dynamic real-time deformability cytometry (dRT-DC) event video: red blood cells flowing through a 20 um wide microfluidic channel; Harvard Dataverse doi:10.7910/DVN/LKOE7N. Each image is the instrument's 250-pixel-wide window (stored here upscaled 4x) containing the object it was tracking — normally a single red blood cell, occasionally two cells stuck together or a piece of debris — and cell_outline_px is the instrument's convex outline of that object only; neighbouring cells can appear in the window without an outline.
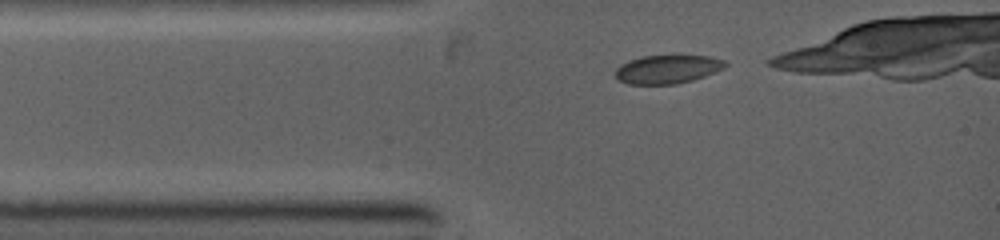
{"species": "common noctule bat (a hibernating species)", "species_latin": "Nyctalus noctula", "temperature_condition": "warm", "stored_images_in_passage": 6, "camera_frame_rate_fps": 5000, "um_per_image_px": 0.085, "animal": {"sex": "female", "body_mass_g": 19.0, "forearm_length_mm": 53.3}, "frame": {"image": 1, "passage_image": 1, "time_ms": 0.0, "image_size_px": [1000, 240], "cell_outline_px": [[728, 64], [724, 68], [704, 76], [692, 80], [676, 84], [628, 84], [616, 80], [616, 68], [620, 64], [628, 60], [640, 56], [676, 52], [708, 56], [724, 60]], "centroid_in_image_um": [56.73, 5.82], "position_along_channel_um": 28.3, "area_um2": 19.25}}
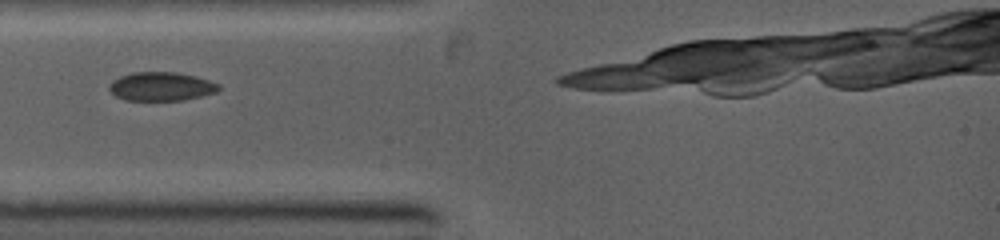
{"frame": {"image": 2, "passage_image": 4, "time_ms": 1.2, "image_size_px": [1000, 240], "cell_outline_px": [[220, 88], [216, 92], [184, 100], [124, 100], [116, 96], [108, 88], [108, 84], [112, 80], [120, 76], [132, 72], [176, 72], [196, 76], [220, 84]], "centroid_in_image_um": [13.68, 7.34], "position_along_channel_um": 71.3, "area_um2": 18.38}}